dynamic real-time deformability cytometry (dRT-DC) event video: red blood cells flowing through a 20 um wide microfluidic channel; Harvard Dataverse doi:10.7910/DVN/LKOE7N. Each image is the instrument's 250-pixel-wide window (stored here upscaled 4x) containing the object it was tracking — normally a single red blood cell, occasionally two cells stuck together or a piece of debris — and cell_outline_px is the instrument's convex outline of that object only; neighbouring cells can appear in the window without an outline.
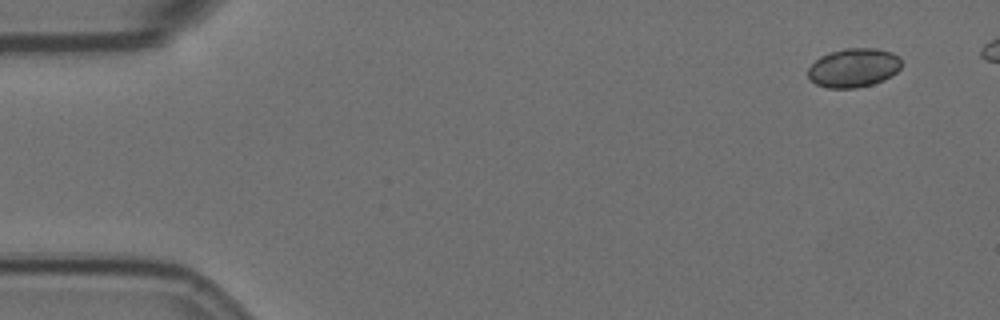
{"species": "Egyptian fruit bat (a non-hibernating species)", "species_latin": "Rousettus aegyptiacus", "temperature_condition": "room temperature", "stored_images_in_passage": 50, "camera_frame_rate_fps": 3000, "um_per_image_px": 0.085, "animal": {"sex": "female"}, "frame": {"image": 1, "passage_image": 1, "time_ms": 0.0, "image_size_px": [1000, 320], "cell_outline_px": [[900, 68], [892, 76], [884, 80], [872, 84], [856, 88], [828, 88], [816, 84], [808, 76], [808, 68], [820, 56], [828, 52], [844, 48], [876, 48], [892, 52], [900, 56]], "centroid_in_image_um": [72.56, 5.75], "position_along_channel_um": 12.4, "area_um2": 21.33}}
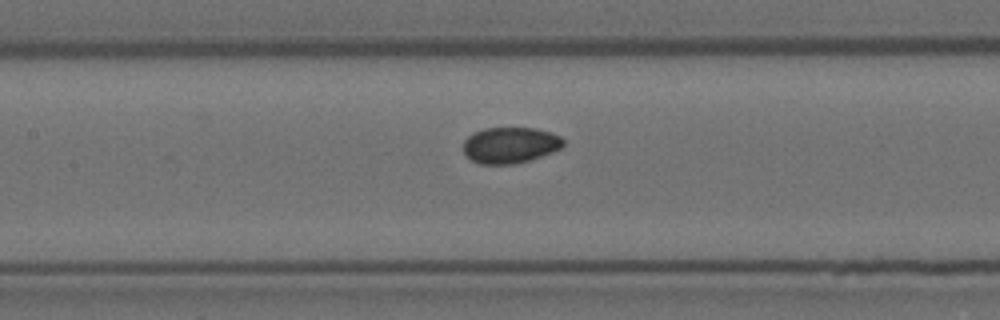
{"frame": {"image": 2, "passage_image": 24, "time_ms": 7.667, "image_size_px": [1000, 320], "cell_outline_px": [[564, 144], [560, 148], [552, 152], [528, 160], [512, 164], [480, 164], [472, 160], [464, 152], [464, 140], [468, 136], [484, 128], [536, 128], [552, 132], [560, 136], [564, 140]], "centroid_in_image_um": [43.37, 12.32], "position_along_channel_um": 164.0, "area_um2": 20.87}}
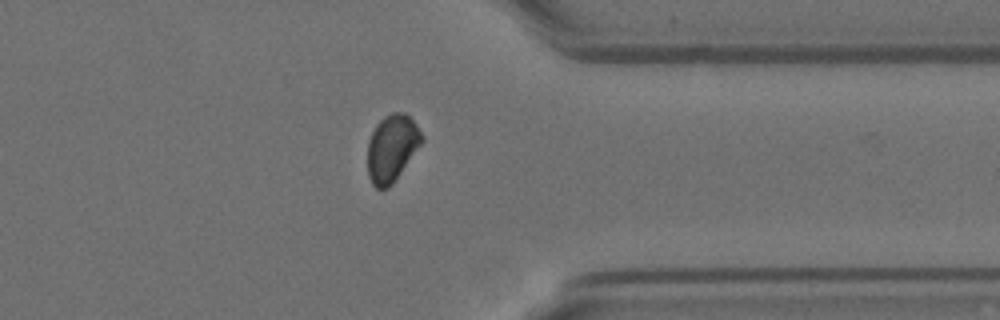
{"frame": {"image": 3, "passage_image": 43, "time_ms": 14.0, "image_size_px": [1000, 320], "cell_outline_px": [[424, 140], [392, 184], [388, 188], [376, 188], [372, 184], [368, 176], [368, 140], [376, 124], [384, 116], [392, 112], [404, 112], [416, 124], [424, 136]], "centroid_in_image_um": [33.3, 12.57], "position_along_channel_um": 378.1, "area_um2": 21.1}}